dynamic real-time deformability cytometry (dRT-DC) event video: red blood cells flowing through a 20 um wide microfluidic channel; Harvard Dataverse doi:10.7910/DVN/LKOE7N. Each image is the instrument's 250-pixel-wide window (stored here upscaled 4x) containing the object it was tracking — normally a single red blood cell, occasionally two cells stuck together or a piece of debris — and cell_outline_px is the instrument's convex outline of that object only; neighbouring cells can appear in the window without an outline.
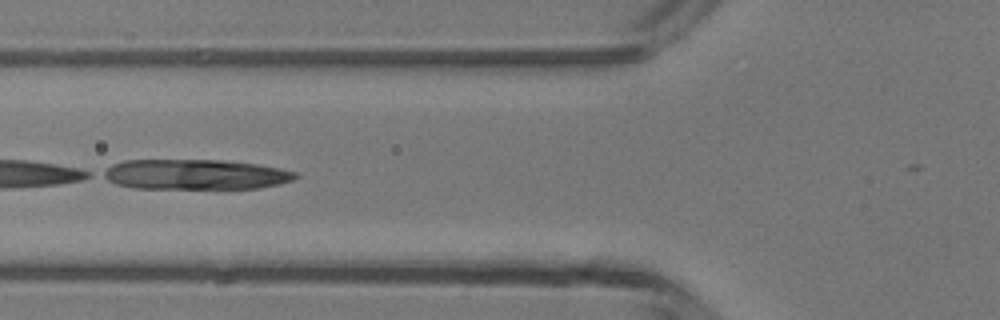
{"species": "common noctule bat (a hibernating species)", "species_latin": "Nyctalus noctula", "temperature_condition": "room temperature", "stored_images_in_passage": 7, "camera_frame_rate_fps": 3000, "um_per_image_px": 0.085, "animal": {"sex": "male", "body_mass_g": 13.3}, "frame": {"image": 1, "passage_image": 6, "time_ms": 7.0, "image_size_px": [1000, 320], "cell_outline_px": [[300, 176], [292, 180], [280, 184], [260, 188], [136, 188], [116, 184], [100, 176], [100, 172], [112, 164], [124, 160], [224, 160], [256, 164], [280, 168], [296, 172]], "centroid_in_image_um": [16.58, 14.82], "position_along_channel_um": 109.2, "area_um2": 33.93}}
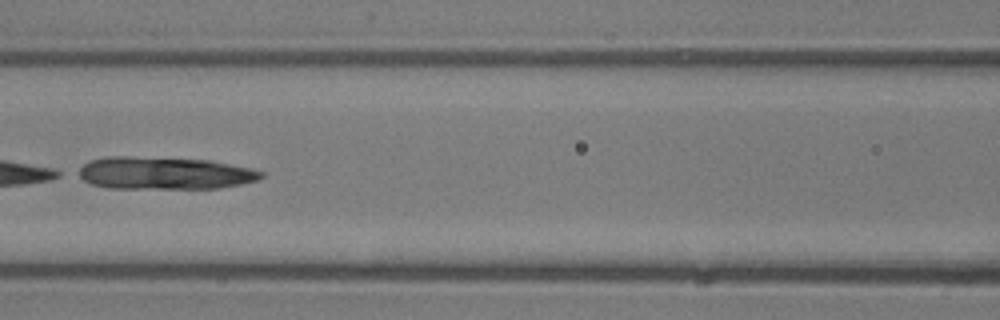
{"frame": {"image": 2, "passage_image": 7, "time_ms": 8.0, "image_size_px": [1000, 320], "cell_outline_px": [[264, 176], [256, 180], [240, 184], [220, 188], [108, 188], [92, 184], [76, 176], [72, 172], [88, 160], [108, 156], [128, 156], [208, 160], [248, 168], [264, 172]], "centroid_in_image_um": [13.85, 14.71], "position_along_channel_um": 152.7, "area_um2": 34.74}}